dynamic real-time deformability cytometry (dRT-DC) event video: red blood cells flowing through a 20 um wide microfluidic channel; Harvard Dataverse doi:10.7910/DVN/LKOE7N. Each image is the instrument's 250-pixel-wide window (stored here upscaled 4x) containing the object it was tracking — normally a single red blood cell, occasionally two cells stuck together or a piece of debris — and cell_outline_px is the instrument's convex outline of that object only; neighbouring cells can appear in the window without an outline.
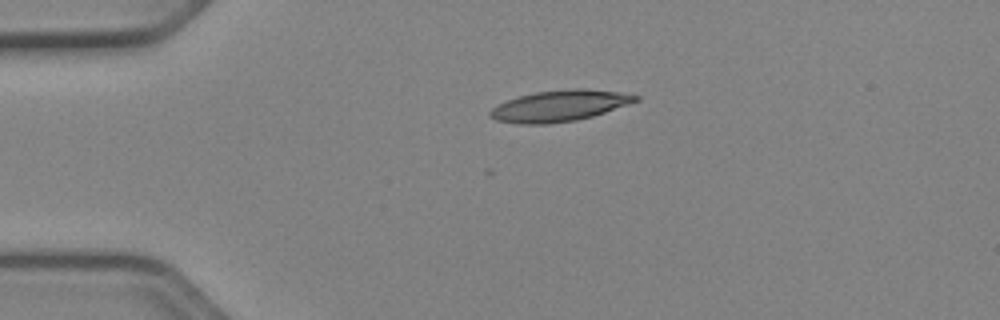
{"species": "Egyptian fruit bat (a non-hibernating species)", "species_latin": "Rousettus aegyptiacus", "temperature_condition": "cold", "stored_images_in_passage": 3, "camera_frame_rate_fps": 3000, "um_per_image_px": 0.085, "animal": {"sex": "female"}, "frame": {"image": 1, "passage_image": 1, "time_ms": 0.0, "image_size_px": [1000, 320], "cell_outline_px": [[640, 100], [592, 116], [576, 120], [548, 124], [520, 124], [496, 120], [488, 116], [488, 112], [496, 104], [520, 96], [536, 92], [572, 88], [584, 88], [620, 92], [640, 96]], "centroid_in_image_um": [47.54, 8.99], "position_along_channel_um": 37.5, "area_um2": 26.36}}